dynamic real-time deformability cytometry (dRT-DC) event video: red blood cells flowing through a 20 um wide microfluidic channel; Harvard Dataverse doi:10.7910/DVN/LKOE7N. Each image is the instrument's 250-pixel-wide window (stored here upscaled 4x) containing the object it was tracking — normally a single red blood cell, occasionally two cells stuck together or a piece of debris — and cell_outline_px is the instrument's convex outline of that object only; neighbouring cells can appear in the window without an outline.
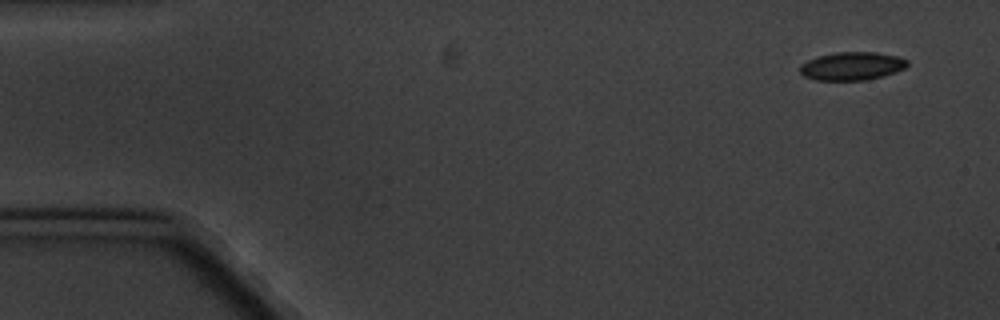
{"species": "common noctule bat (a hibernating species)", "species_latin": "Nyctalus noctula", "temperature_condition": "cold", "stored_images_in_passage": 7, "camera_frame_rate_fps": 3000, "um_per_image_px": 0.085, "animal": {"sex": "male", "body_mass_g": 20.1, "forearm_length_mm": 53.5}, "frame": {"image": 1, "passage_image": 1, "time_ms": 0.0, "image_size_px": [1000, 320], "cell_outline_px": [[908, 64], [904, 68], [896, 72], [884, 76], [864, 80], [816, 80], [804, 76], [800, 72], [800, 64], [816, 56], [836, 52], [876, 52], [896, 56], [908, 60]], "centroid_in_image_um": [72.4, 5.61], "position_along_channel_um": 12.6, "area_um2": 17.69}}
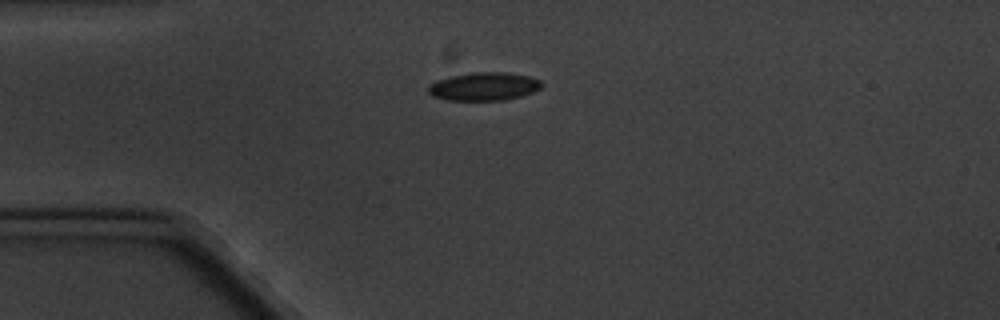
{"frame": {"image": 2, "passage_image": 4, "time_ms": 3.667, "image_size_px": [1000, 320], "cell_outline_px": [[544, 84], [540, 88], [532, 92], [520, 96], [504, 100], [448, 100], [432, 96], [428, 92], [428, 84], [436, 80], [452, 76], [472, 72], [508, 72], [528, 76], [540, 80]], "centroid_in_image_um": [41.12, 7.34], "position_along_channel_um": 43.9, "area_um2": 18.67}}